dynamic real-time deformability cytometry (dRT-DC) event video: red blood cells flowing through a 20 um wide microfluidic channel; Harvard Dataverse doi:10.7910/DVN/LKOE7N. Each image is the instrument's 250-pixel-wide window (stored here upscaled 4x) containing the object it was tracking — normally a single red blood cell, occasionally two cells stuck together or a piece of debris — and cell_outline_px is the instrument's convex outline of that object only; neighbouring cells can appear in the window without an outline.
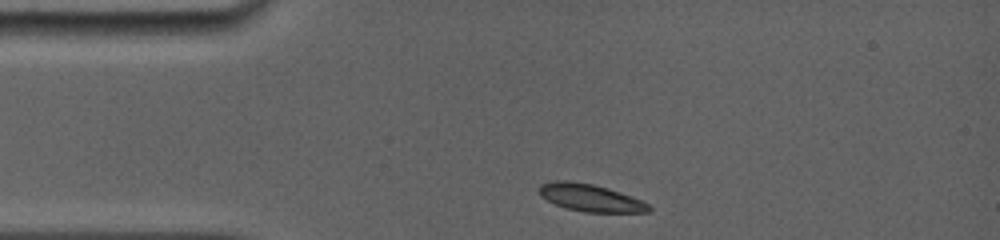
{"species": "common noctule bat (a hibernating species)", "species_latin": "Nyctalus noctula", "temperature_condition": "room temperature", "stored_images_in_passage": 23, "camera_frame_rate_fps": 5000, "um_per_image_px": 0.085, "animal": {"sex": "female", "body_mass_g": 19.0, "forearm_length_mm": 56.7}, "frame": {"image": 1, "passage_image": 1, "time_ms": 0.0, "image_size_px": [1000, 240], "cell_outline_px": [[652, 212], [584, 212], [568, 208], [556, 204], [540, 196], [536, 188], [540, 184], [556, 180], [568, 180], [592, 184], [608, 188], [632, 196], [648, 204], [652, 208]], "centroid_in_image_um": [50.16, 16.8], "position_along_channel_um": 34.8, "area_um2": 17.51}}
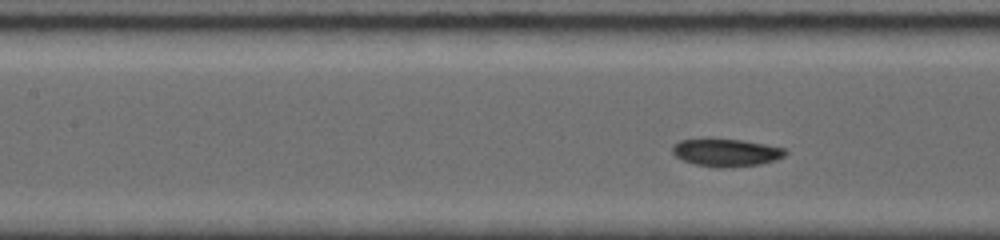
{"frame": {"image": 2, "passage_image": 10, "time_ms": 3.6, "image_size_px": [1000, 240], "cell_outline_px": [[788, 152], [784, 156], [776, 160], [760, 164], [732, 168], [720, 168], [696, 164], [684, 160], [676, 156], [672, 152], [672, 148], [680, 140], [704, 136], [744, 140], [784, 148]], "centroid_in_image_um": [61.71, 12.93], "position_along_channel_um": 145.7, "area_um2": 18.79}}
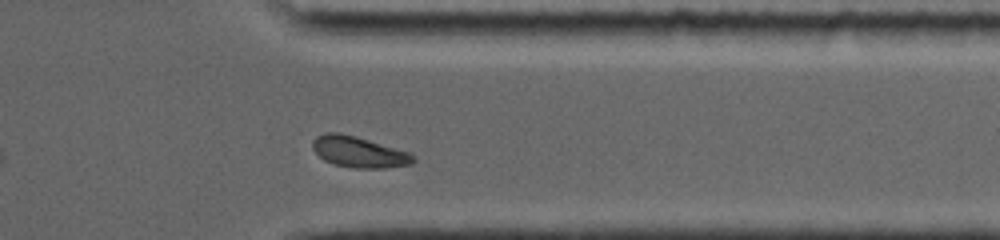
{"frame": {"image": 3, "passage_image": 20, "time_ms": 9.6, "image_size_px": [1000, 240], "cell_outline_px": [[416, 160], [412, 164], [384, 168], [356, 168], [336, 164], [324, 160], [312, 148], [312, 140], [316, 136], [324, 132], [340, 132], [356, 136], [412, 152], [416, 156]], "centroid_in_image_um": [30.55, 12.9], "position_along_channel_um": 380.9, "area_um2": 18.44}, "authors_computed_cell_mechanics": {"area_um2": 17.8602, "velocity_mm_per_s": 3.9093, "shape_relaxation_time_tau1_ms": 2.5089, "shape_relaxation_time_tau2_ms": null, "deformation_change_tau1": 0.1055, "deformation_change_tau2": null}}